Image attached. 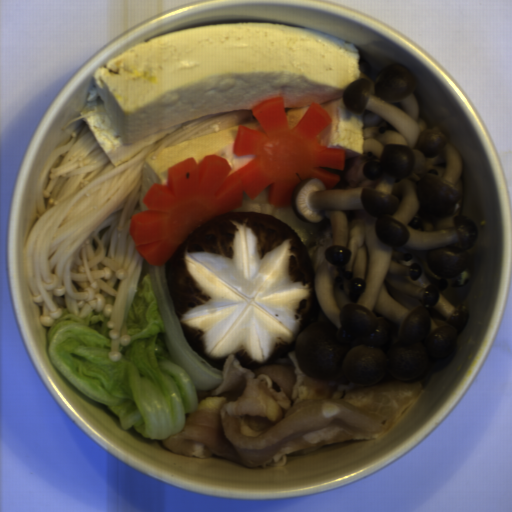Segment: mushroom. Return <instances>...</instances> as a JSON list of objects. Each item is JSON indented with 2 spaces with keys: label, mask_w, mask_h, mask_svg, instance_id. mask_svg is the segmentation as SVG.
I'll list each match as a JSON object with an SVG mask.
<instances>
[{
  "label": "mushroom",
  "mask_w": 512,
  "mask_h": 512,
  "mask_svg": "<svg viewBox=\"0 0 512 512\" xmlns=\"http://www.w3.org/2000/svg\"><path fill=\"white\" fill-rule=\"evenodd\" d=\"M165 276L188 345L220 372L229 355L255 371L290 353L321 311L299 234L268 214L232 211L201 224Z\"/></svg>",
  "instance_id": "1"
}]
</instances>
